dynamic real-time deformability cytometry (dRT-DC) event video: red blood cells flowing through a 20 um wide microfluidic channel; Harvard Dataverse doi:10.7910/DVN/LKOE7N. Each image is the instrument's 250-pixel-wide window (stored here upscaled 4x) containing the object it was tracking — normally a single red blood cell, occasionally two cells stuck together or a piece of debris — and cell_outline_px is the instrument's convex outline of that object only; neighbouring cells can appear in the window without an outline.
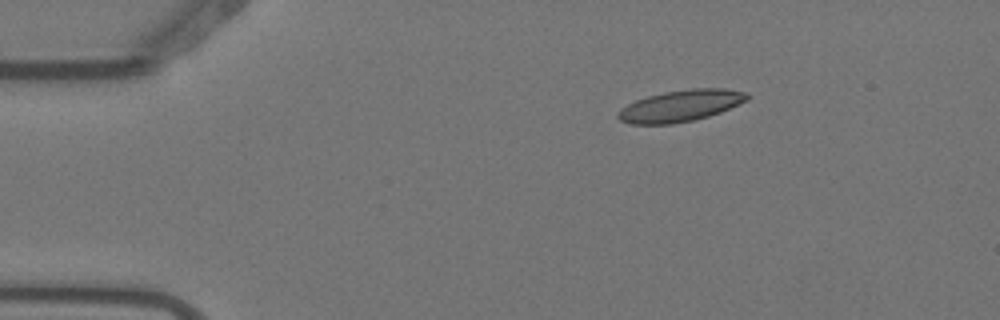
{"species": "Egyptian fruit bat (a non-hibernating species)", "species_latin": "Rousettus aegyptiacus", "temperature_condition": "warm", "stored_images_in_passage": 4, "camera_frame_rate_fps": 3000, "um_per_image_px": 0.085, "animal": {"sex": "female"}, "frame": {"image": 1, "passage_image": 2, "time_ms": 0.333, "image_size_px": [1000, 320], "cell_outline_px": [[752, 96], [748, 100], [720, 112], [708, 116], [692, 120], [672, 124], [628, 124], [620, 120], [616, 116], [616, 112], [620, 108], [636, 100], [648, 96], [664, 92], [692, 88], [724, 88], [748, 92]], "centroid_in_image_um": [57.85, 8.99], "position_along_channel_um": 27.1, "area_um2": 23.87}}